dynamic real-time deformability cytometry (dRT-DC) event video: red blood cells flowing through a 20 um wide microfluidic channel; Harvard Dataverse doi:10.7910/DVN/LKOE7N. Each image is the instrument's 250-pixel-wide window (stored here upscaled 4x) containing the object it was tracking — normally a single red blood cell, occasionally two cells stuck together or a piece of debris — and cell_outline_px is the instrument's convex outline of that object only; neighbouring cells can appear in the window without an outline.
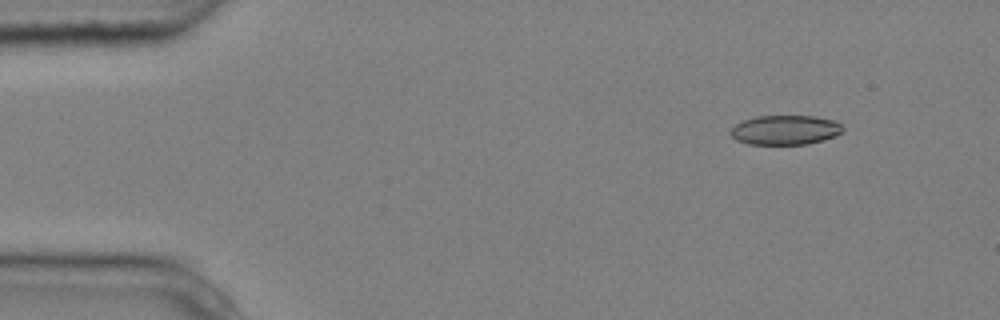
{"species": "common noctule bat (a hibernating species)", "species_latin": "Nyctalus noctula", "temperature_condition": "cold", "stored_images_in_passage": 4, "camera_frame_rate_fps": 3000, "um_per_image_px": 0.085, "animal": {"sex": "male", "body_mass_g": 20.4}, "frame": {"image": 1, "passage_image": 2, "time_ms": 0.333, "image_size_px": [1000, 320], "cell_outline_px": [[844, 132], [824, 140], [808, 144], [748, 144], [736, 140], [728, 132], [740, 120], [756, 116], [816, 116], [836, 120], [844, 128]], "centroid_in_image_um": [66.75, 11.04], "position_along_channel_um": 18.3, "area_um2": 19.59}}